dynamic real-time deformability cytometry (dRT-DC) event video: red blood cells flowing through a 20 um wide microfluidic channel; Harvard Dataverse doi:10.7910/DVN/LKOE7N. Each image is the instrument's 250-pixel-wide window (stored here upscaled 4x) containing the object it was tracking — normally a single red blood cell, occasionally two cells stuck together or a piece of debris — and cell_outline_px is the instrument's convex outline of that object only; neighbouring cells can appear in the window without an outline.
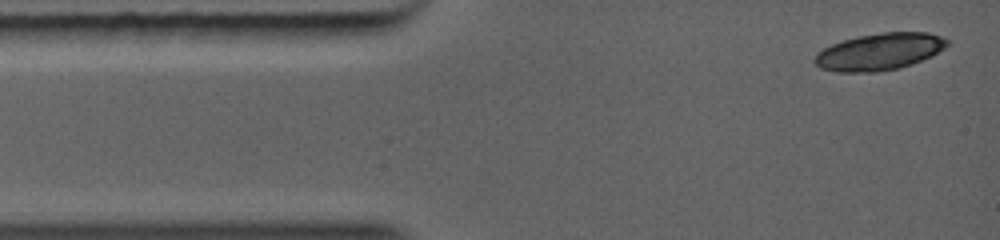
{"species": "common noctule bat (a hibernating species)", "species_latin": "Nyctalus noctula", "temperature_condition": "warm", "stored_images_in_passage": 2, "camera_frame_rate_fps": 5000, "um_per_image_px": 0.085, "animal": {"sex": "female", "body_mass_g": 19.0, "forearm_length_mm": 56.7}, "frame": {"image": 1, "passage_image": 1, "time_ms": 0.0, "image_size_px": [1000, 240], "cell_outline_px": [[948, 44], [944, 48], [932, 56], [900, 68], [876, 72], [840, 72], [820, 68], [812, 60], [824, 48], [832, 44], [844, 40], [860, 36], [884, 32], [928, 32], [940, 36], [948, 40]], "centroid_in_image_um": [74.77, 4.4], "position_along_channel_um": 10.2, "area_um2": 28.26}}